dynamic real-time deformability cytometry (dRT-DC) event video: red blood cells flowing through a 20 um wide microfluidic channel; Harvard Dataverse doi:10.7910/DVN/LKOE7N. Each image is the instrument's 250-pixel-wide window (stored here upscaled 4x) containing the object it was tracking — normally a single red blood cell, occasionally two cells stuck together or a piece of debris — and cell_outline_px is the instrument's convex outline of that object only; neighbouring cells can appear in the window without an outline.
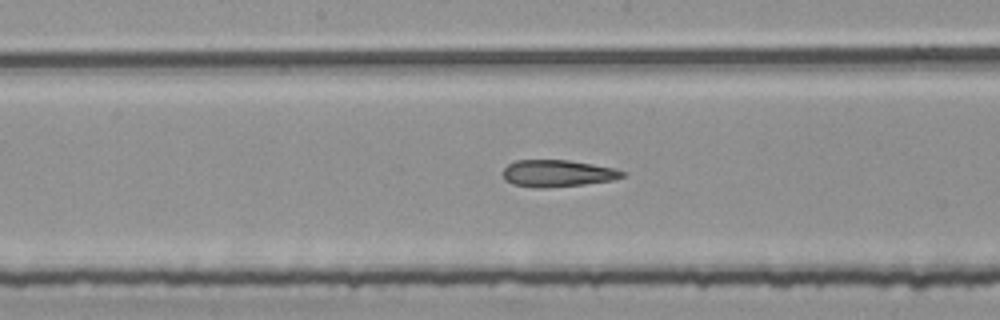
{"species": "common noctule bat (a hibernating species)", "species_latin": "Nyctalus noctula", "temperature_condition": "room temperature", "stored_images_in_passage": 54, "segment_of_instrument_passage": [2, 2], "camera_frame_rate_fps": 3000, "um_per_image_px": 0.085, "animal": {"sex": "female", "body_mass_g": 25.1}, "frame": {"image": 1, "passage_image": 28, "time_ms": 9.0, "image_size_px": [1000, 320], "cell_outline_px": [[624, 176], [612, 180], [584, 184], [544, 188], [532, 188], [512, 184], [504, 180], [504, 168], [508, 164], [516, 160], [568, 160], [592, 164], [612, 168], [624, 172]], "centroid_in_image_um": [47.33, 14.74], "position_along_channel_um": 200.9, "area_um2": 18.61}}
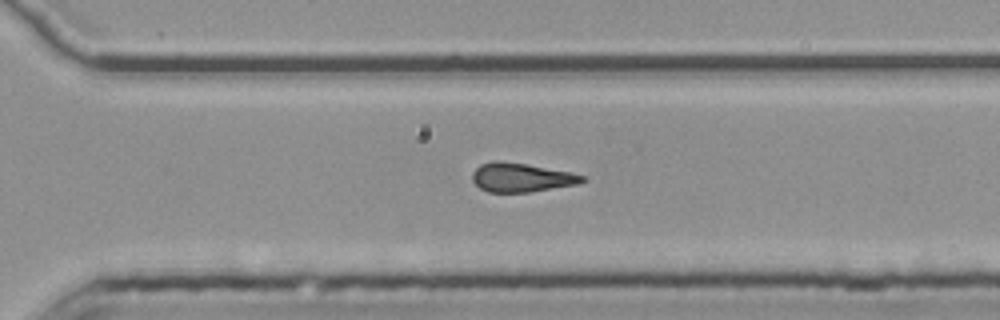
{"frame": {"image": 2, "passage_image": 38, "time_ms": 12.333, "image_size_px": [1000, 320], "cell_outline_px": [[588, 180], [576, 184], [528, 192], [488, 192], [480, 188], [472, 180], [472, 172], [480, 164], [492, 160], [500, 160], [528, 164], [568, 172], [584, 176]], "centroid_in_image_um": [44.26, 15.07], "position_along_channel_um": 326.3, "area_um2": 18.5}}
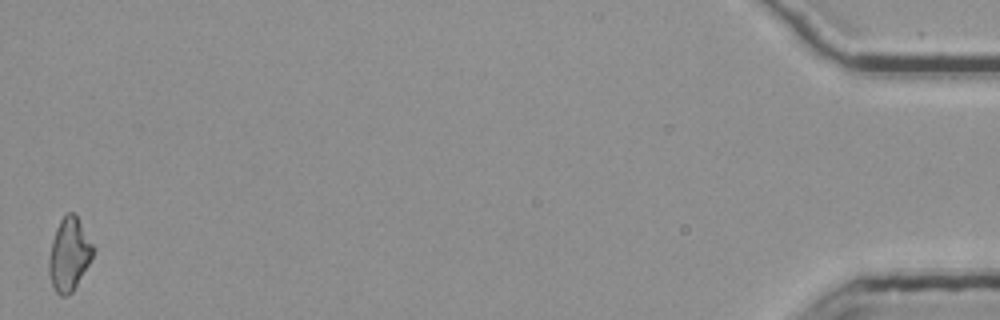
{"frame": {"image": 3, "passage_image": 54, "time_ms": 17.667, "image_size_px": [1000, 320], "cell_outline_px": [[96, 252], [72, 292], [68, 296], [60, 296], [56, 292], [52, 284], [48, 272], [48, 260], [52, 240], [56, 228], [60, 220], [68, 212], [72, 212], [76, 216], [96, 248]], "centroid_in_image_um": [5.88, 21.64], "position_along_channel_um": 429.3, "area_um2": 18.84}}